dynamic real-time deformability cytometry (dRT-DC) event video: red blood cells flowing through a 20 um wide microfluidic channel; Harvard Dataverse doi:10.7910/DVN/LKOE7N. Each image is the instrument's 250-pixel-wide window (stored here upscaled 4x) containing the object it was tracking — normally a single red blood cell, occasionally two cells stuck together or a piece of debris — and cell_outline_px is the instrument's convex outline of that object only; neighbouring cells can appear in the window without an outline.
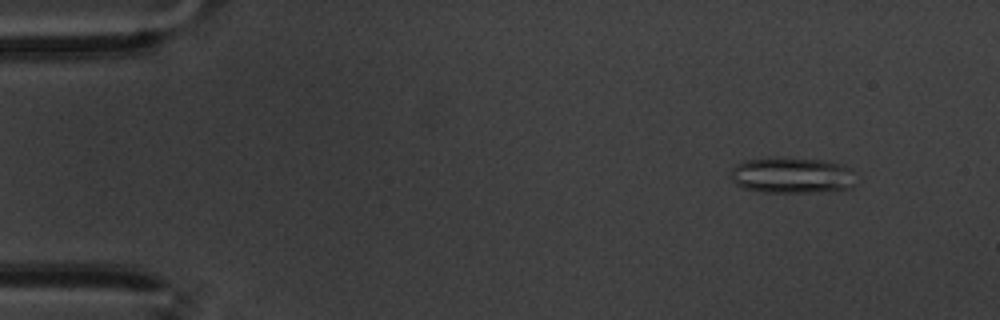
{"species": "common noctule bat (a hibernating species)", "species_latin": "Nyctalus noctula", "temperature_condition": "warm", "stored_images_in_passage": 59, "camera_frame_rate_fps": 3000, "um_per_image_px": 0.085, "animal": {"sex": "male", "body_mass_g": 20.1, "forearm_length_mm": 53.5}, "frame": {"image": 1, "passage_image": 6, "time_ms": 1.667, "image_size_px": [1000, 320], "cell_outline_px": [[852, 188], [812, 192], [760, 192], [744, 188], [736, 184], [732, 180], [732, 168], [736, 164], [744, 160], [772, 156], [784, 156], [824, 160], [844, 164], [852, 168]], "centroid_in_image_um": [67.28, 14.86], "position_along_channel_um": 17.7, "area_um2": 26.7}}
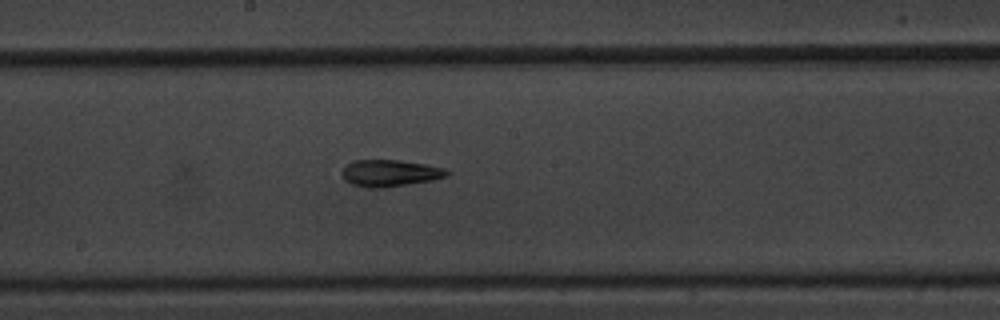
{"frame": {"image": 2, "passage_image": 32, "time_ms": 10.333, "image_size_px": [1000, 320], "cell_outline_px": [[452, 172], [448, 176], [432, 180], [408, 184], [380, 188], [368, 188], [352, 184], [344, 180], [340, 172], [348, 164], [356, 160], [400, 160], [424, 164], [444, 168]], "centroid_in_image_um": [33.15, 14.72], "position_along_channel_um": 215.0, "area_um2": 16.36}}
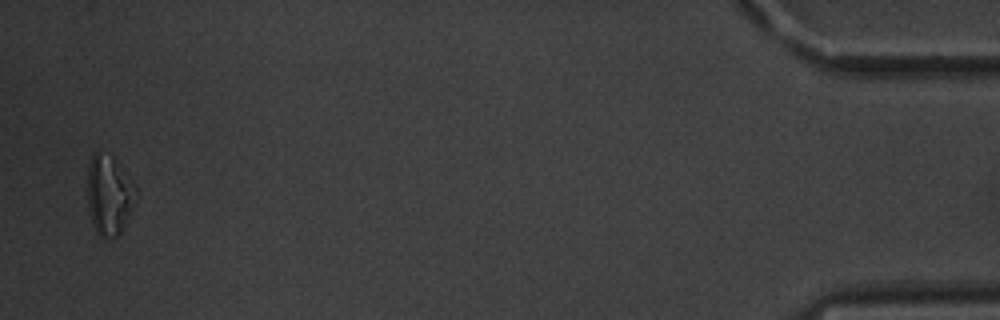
{"frame": {"image": 3, "passage_image": 58, "time_ms": 19.0, "image_size_px": [1000, 320], "cell_outline_px": [[136, 188], [132, 208], [124, 228], [120, 236], [100, 236], [96, 232], [92, 224], [88, 208], [88, 164], [92, 156], [96, 152], [112, 156], [136, 184]], "centroid_in_image_um": [9.27, 16.59], "position_along_channel_um": 425.9, "area_um2": 22.37}, "authors_computed_cell_mechanics": {"area_um2": 17.34, "velocity_mm_per_s": 3.4103, "shape_relaxation_time_tau1_ms": null, "shape_relaxation_time_tau2_ms": 6.4761, "deformation_change_tau1": null, "deformation_change_tau2": 0.1433}}